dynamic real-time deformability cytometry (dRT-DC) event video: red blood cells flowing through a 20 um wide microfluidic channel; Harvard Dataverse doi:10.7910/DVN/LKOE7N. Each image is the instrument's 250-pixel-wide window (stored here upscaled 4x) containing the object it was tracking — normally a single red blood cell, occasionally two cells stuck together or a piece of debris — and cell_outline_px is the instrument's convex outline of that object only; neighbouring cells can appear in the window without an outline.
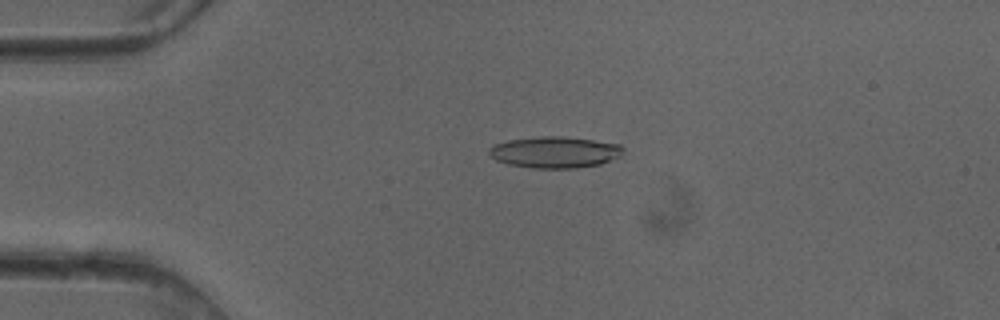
{"species": "common noctule bat (a hibernating species)", "species_latin": "Nyctalus noctula", "temperature_condition": "cold", "stored_images_in_passage": 50, "camera_frame_rate_fps": 3000, "um_per_image_px": 0.085, "animal": {"sex": "female"}, "frame": {"image": 1, "passage_image": 12, "time_ms": 3.667, "image_size_px": [1000, 320], "cell_outline_px": [[624, 152], [620, 156], [600, 164], [576, 168], [536, 168], [508, 164], [496, 160], [488, 152], [488, 148], [496, 144], [508, 140], [540, 136], [564, 136], [620, 144], [624, 148]], "centroid_in_image_um": [47.18, 12.93], "position_along_channel_um": 37.8, "area_um2": 24.45}}
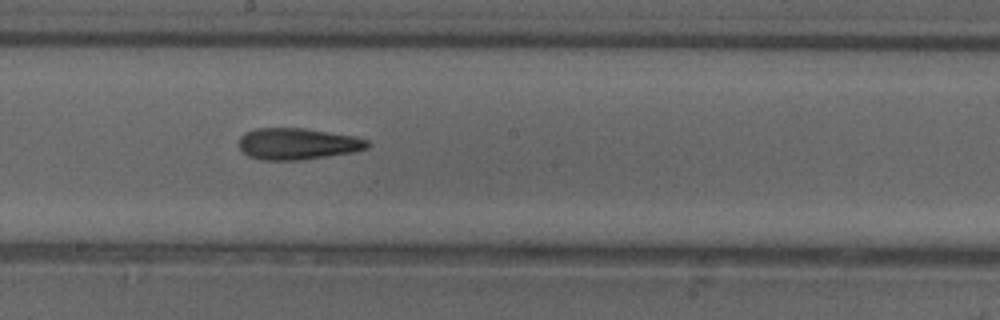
{"frame": {"image": 2, "passage_image": 28, "time_ms": 9.0, "image_size_px": [1000, 320], "cell_outline_px": [[368, 148], [352, 152], [300, 160], [260, 160], [248, 156], [240, 148], [240, 136], [244, 132], [256, 128], [304, 128], [356, 136], [368, 140]], "centroid_in_image_um": [25.28, 12.22], "position_along_channel_um": 222.9, "area_um2": 23.58}}
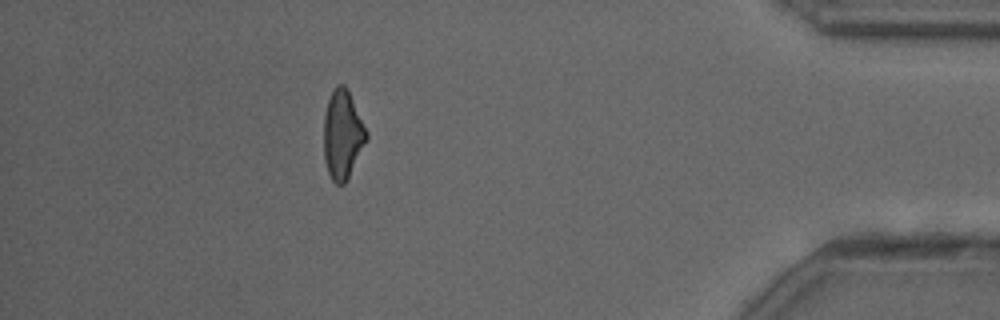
{"frame": {"image": 3, "passage_image": 45, "time_ms": 14.667, "image_size_px": [1000, 320], "cell_outline_px": [[368, 140], [344, 184], [336, 184], [332, 180], [328, 172], [324, 160], [324, 116], [328, 100], [332, 88], [336, 84], [344, 84], [348, 88], [368, 132]], "centroid_in_image_um": [29.13, 11.4], "position_along_channel_um": 406.1, "area_um2": 22.31}, "authors_computed_cell_mechanics": {"area_um2": 23.5246, "velocity_mm_per_s": 4.1241, "shape_relaxation_time_tau1_ms": null, "shape_relaxation_time_tau2_ms": 4.5816, "deformation_change_tau1": null, "deformation_change_tau2": 0.164}}